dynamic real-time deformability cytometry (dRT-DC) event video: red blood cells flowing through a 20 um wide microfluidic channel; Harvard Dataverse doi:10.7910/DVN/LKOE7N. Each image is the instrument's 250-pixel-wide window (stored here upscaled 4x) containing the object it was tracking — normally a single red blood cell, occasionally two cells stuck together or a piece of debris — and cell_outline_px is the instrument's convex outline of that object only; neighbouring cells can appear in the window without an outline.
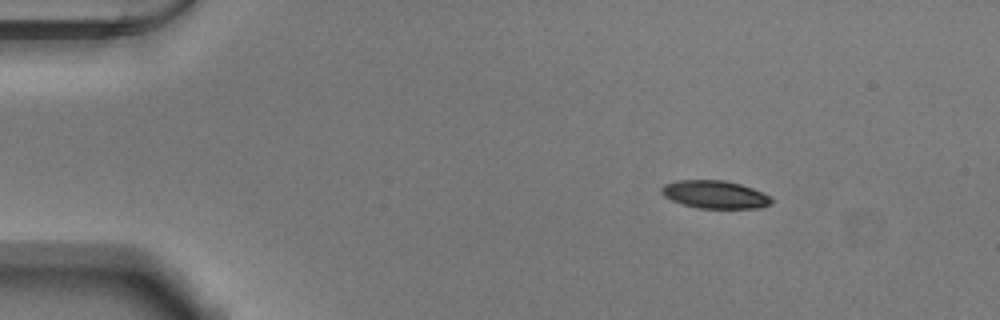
{"species": "Egyptian fruit bat (a non-hibernating species)", "species_latin": "Rousettus aegyptiacus", "temperature_condition": "warm", "stored_images_in_passage": 46, "camera_frame_rate_fps": 3000, "um_per_image_px": 0.085, "animal": {"sex": "male"}, "frame": {"image": 1, "passage_image": 1, "time_ms": 0.0, "image_size_px": [1000, 320], "cell_outline_px": [[772, 204], [760, 208], [700, 208], [684, 204], [672, 200], [664, 196], [660, 192], [660, 188], [664, 184], [676, 180], [724, 180], [740, 184], [752, 188], [772, 196]], "centroid_in_image_um": [60.78, 16.53], "position_along_channel_um": 24.2, "area_um2": 17.92}}
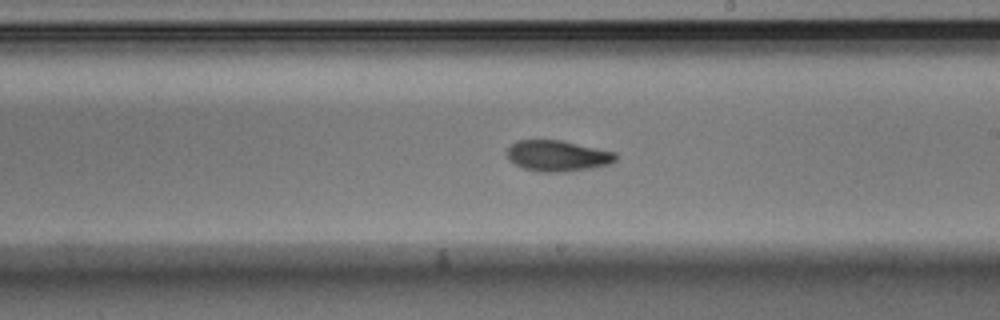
{"frame": {"image": 2, "passage_image": 24, "time_ms": 7.667, "image_size_px": [1000, 320], "cell_outline_px": [[616, 160], [608, 164], [592, 168], [564, 172], [540, 172], [524, 168], [508, 160], [504, 152], [516, 140], [560, 140], [616, 152]], "centroid_in_image_um": [47.35, 13.24], "position_along_channel_um": 241.6, "area_um2": 19.65}}
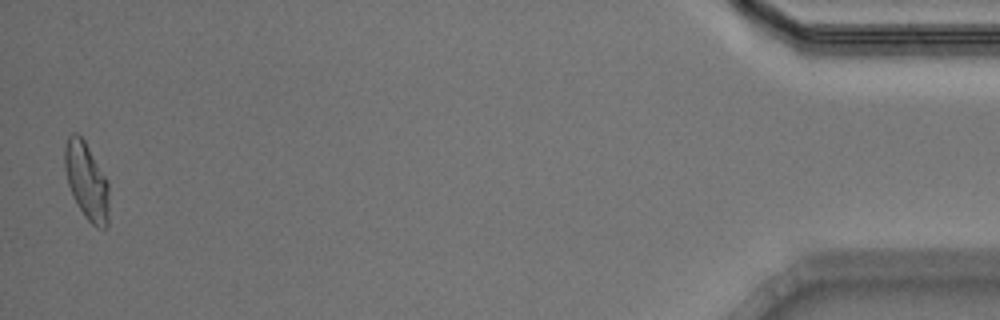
{"frame": {"image": 3, "passage_image": 45, "time_ms": 14.667, "image_size_px": [1000, 320], "cell_outline_px": [[108, 224], [104, 228], [96, 228], [84, 216], [72, 196], [68, 184], [64, 168], [64, 148], [68, 136], [72, 132], [76, 132], [84, 140], [108, 180]], "centroid_in_image_um": [7.34, 15.38], "position_along_channel_um": 427.9, "area_um2": 20.0}, "authors_computed_cell_mechanics": {"area_um2": 19.2763, "velocity_mm_per_s": 3.8845, "shape_relaxation_time_tau1_ms": 5.1107, "shape_relaxation_time_tau2_ms": 3.6059, "deformation_change_tau1": 0.1599, "deformation_change_tau2": 0.0902}}